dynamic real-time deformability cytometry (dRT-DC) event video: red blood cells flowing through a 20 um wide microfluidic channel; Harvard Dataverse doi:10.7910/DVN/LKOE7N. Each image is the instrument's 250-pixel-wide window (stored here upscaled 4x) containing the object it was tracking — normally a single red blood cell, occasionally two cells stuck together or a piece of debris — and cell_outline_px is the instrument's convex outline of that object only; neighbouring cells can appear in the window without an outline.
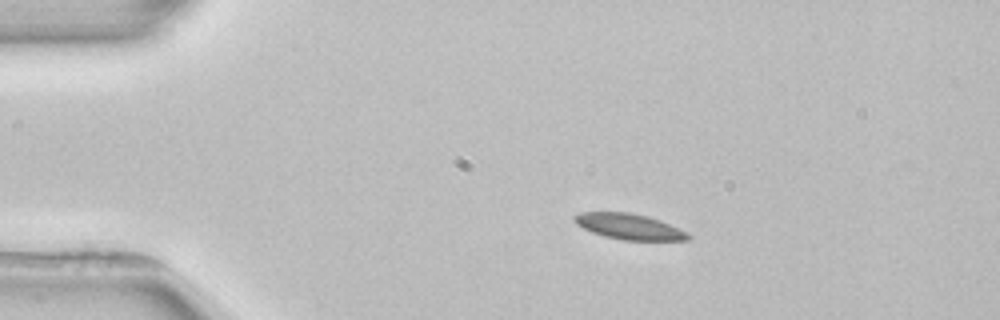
{"species": "common noctule bat (a hibernating species)", "species_latin": "Nyctalus noctula", "temperature_condition": "room temperature", "stored_images_in_passage": 2, "camera_frame_rate_fps": 3000, "um_per_image_px": 0.085, "animal": {"sex": "female", "body_mass_g": 22.7, "forearm_length_mm": 54.2}, "frame": {"image": 1, "passage_image": 1, "time_ms": 0.0, "image_size_px": [1000, 320], "cell_outline_px": [[692, 236], [688, 240], [620, 240], [604, 236], [592, 232], [576, 224], [572, 220], [572, 216], [580, 212], [628, 212], [648, 216], [660, 220], [688, 232]], "centroid_in_image_um": [53.47, 19.25], "position_along_channel_um": 31.5, "area_um2": 17.17}}